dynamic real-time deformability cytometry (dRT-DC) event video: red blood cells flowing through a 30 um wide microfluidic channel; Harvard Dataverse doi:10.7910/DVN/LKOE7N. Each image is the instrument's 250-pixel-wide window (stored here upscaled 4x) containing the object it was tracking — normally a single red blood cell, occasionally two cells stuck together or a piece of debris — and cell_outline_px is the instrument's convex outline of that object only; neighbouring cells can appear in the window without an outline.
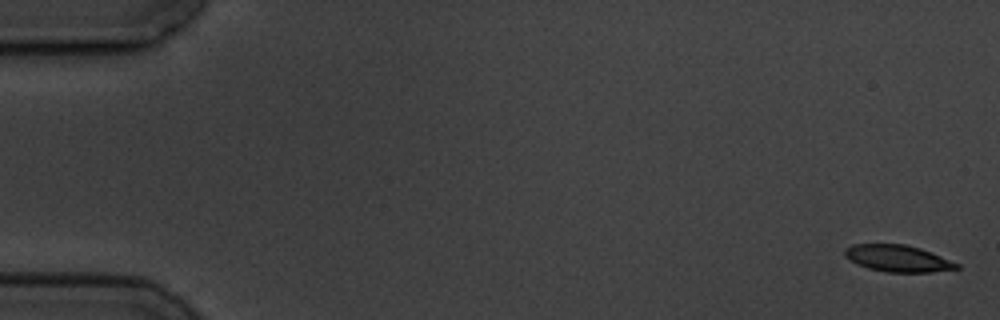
{"species": "common noctule bat (a hibernating species)", "species_latin": "Nyctalus noctula", "temperature_condition": "cold", "stored_images_in_passage": 10, "camera_frame_rate_fps": 3000, "um_per_image_px": 0.085, "animal": {"sex": "male", "body_mass_g": 19.5, "forearm_length_mm": 54.6}, "frame": {"image": 1, "passage_image": 1, "time_ms": 0.0, "image_size_px": [1000, 320], "cell_outline_px": [[960, 268], [932, 272], [888, 272], [868, 268], [856, 264], [844, 256], [844, 248], [852, 244], [904, 244], [920, 248], [932, 252], [960, 264]], "centroid_in_image_um": [76.3, 21.96], "position_along_channel_um": 8.7, "area_um2": 17.51}}
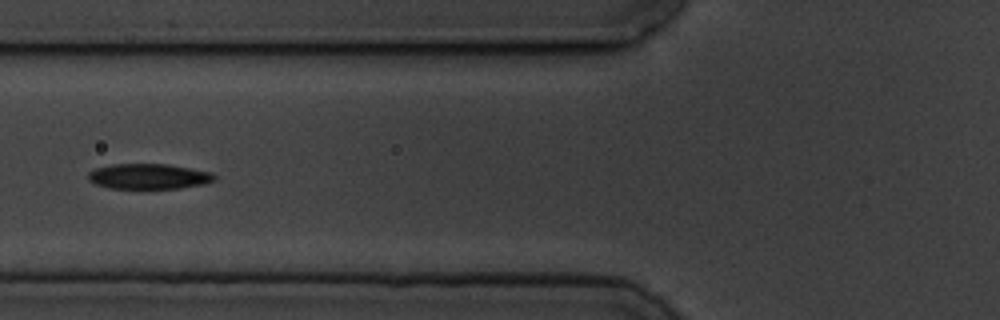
{"frame": {"image": 2, "passage_image": 7, "time_ms": 7.0, "image_size_px": [1000, 320], "cell_outline_px": [[216, 180], [204, 184], [180, 188], [108, 188], [96, 184], [88, 180], [88, 172], [96, 168], [112, 164], [168, 164], [212, 172], [216, 176]], "centroid_in_image_um": [12.65, 14.99], "position_along_channel_um": 113.1, "area_um2": 18.67}}
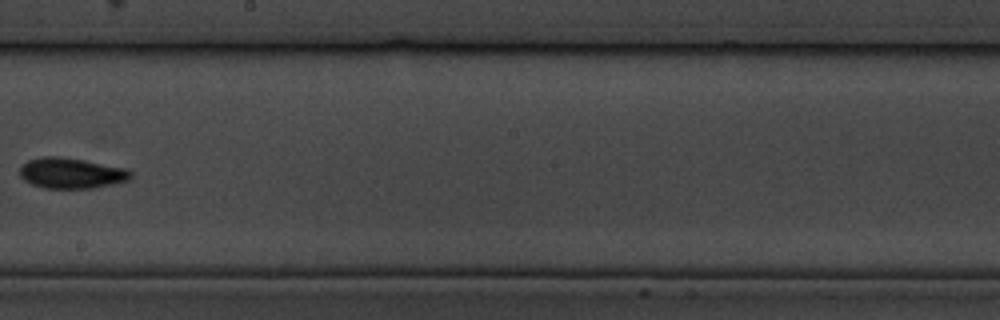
{"frame": {"image": 3, "passage_image": 10, "time_ms": 10.667, "image_size_px": [1000, 320], "cell_outline_px": [[132, 176], [128, 180], [112, 184], [92, 188], [44, 188], [32, 184], [24, 180], [20, 176], [20, 168], [28, 160], [44, 156], [60, 156], [84, 160], [128, 168], [132, 172]], "centroid_in_image_um": [6.08, 14.71], "position_along_channel_um": 242.1, "area_um2": 19.83}}